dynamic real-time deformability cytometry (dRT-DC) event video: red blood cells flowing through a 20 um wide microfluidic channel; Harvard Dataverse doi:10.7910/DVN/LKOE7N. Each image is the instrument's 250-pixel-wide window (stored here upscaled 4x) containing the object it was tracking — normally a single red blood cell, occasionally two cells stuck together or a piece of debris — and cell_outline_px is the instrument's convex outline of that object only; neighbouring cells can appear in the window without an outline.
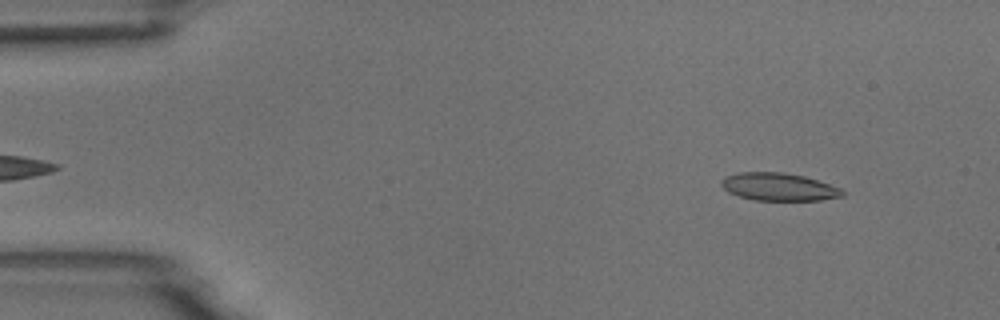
{"species": "common noctule bat (a hibernating species)", "species_latin": "Nyctalus noctula", "temperature_condition": "room temperature", "stored_images_in_passage": 52, "camera_frame_rate_fps": 3000, "um_per_image_px": 0.085, "animal": {"sex": "male", "body_mass_g": 18.8}, "frame": {"image": 1, "passage_image": 4, "time_ms": 1.0, "image_size_px": [1000, 320], "cell_outline_px": [[844, 196], [820, 200], [756, 200], [740, 196], [728, 192], [720, 184], [720, 180], [724, 176], [736, 172], [780, 172], [804, 176], [840, 188], [844, 192]], "centroid_in_image_um": [66.15, 15.87], "position_along_channel_um": 18.9, "area_um2": 19.48}}
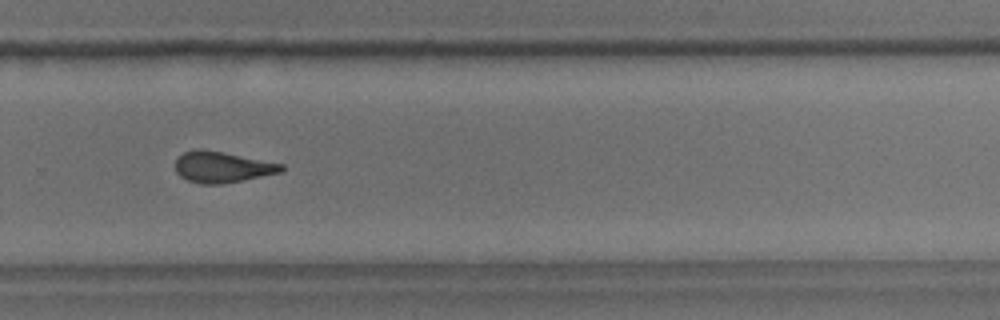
{"frame": {"image": 2, "passage_image": 35, "time_ms": 11.333, "image_size_px": [1000, 320], "cell_outline_px": [[284, 168], [280, 172], [244, 180], [224, 184], [200, 184], [188, 180], [180, 176], [176, 172], [176, 160], [184, 152], [196, 148], [200, 148], [224, 152], [284, 164]], "centroid_in_image_um": [18.87, 14.2], "position_along_channel_um": 310.9, "area_um2": 19.19}}
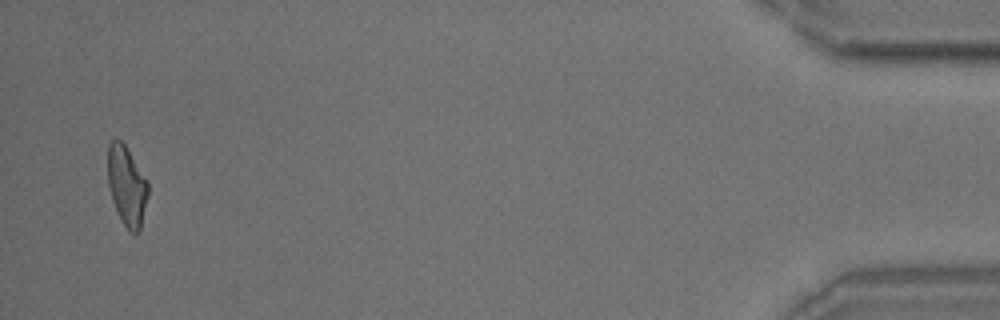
{"frame": {"image": 3, "passage_image": 51, "time_ms": 16.667, "image_size_px": [1000, 320], "cell_outline_px": [[148, 196], [140, 232], [136, 236], [124, 224], [112, 200], [108, 184], [108, 144], [112, 140], [120, 140], [124, 144], [148, 180]], "centroid_in_image_um": [10.8, 15.81], "position_along_channel_um": 424.4, "area_um2": 18.61}, "authors_computed_cell_mechanics": {"area_um2": 19.5364, "velocity_mm_per_s": 3.699, "shape_relaxation_time_tau1_ms": 8.2256, "shape_relaxation_time_tau2_ms": 1.9937, "deformation_change_tau1": 0.212, "deformation_change_tau2": 0.1133}}